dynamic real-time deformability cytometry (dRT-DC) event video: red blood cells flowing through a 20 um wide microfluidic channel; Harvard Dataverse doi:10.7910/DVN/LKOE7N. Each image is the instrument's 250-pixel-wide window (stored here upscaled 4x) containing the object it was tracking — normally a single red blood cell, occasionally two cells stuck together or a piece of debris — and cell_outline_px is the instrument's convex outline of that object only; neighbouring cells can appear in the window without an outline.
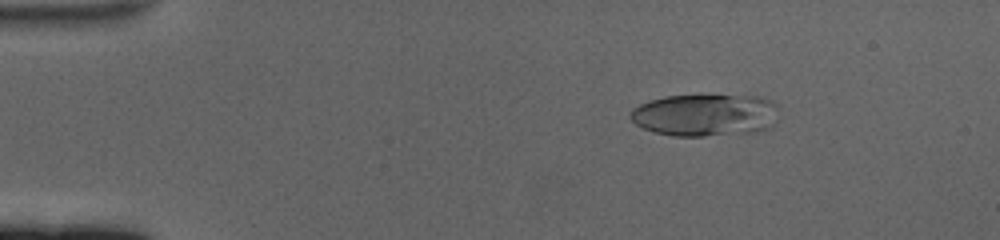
{"species": "human", "species_latin": "Homo sapiens", "temperature_condition": "cold", "stored_images_in_passage": 61, "camera_frame_rate_fps": 3000, "um_per_image_px": 0.085, "donor": {"sex": "female"}, "frame": {"image": 1, "passage_image": 10, "time_ms": 3.0, "image_size_px": [1000, 240], "cell_outline_px": [[776, 108], [772, 128], [756, 132], [704, 136], [672, 136], [652, 132], [636, 124], [628, 116], [632, 108], [648, 100], [664, 96], [700, 92], [760, 96], [772, 100], [776, 104]], "centroid_in_image_um": [59.92, 9.72], "position_along_channel_um": 25.1, "area_um2": 38.09}}
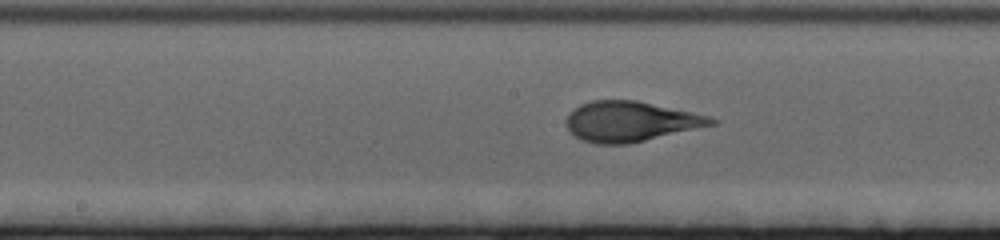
{"frame": {"image": 2, "passage_image": 32, "time_ms": 10.333, "image_size_px": [1000, 240], "cell_outline_px": [[716, 124], [628, 144], [596, 144], [580, 140], [568, 132], [564, 124], [564, 120], [568, 112], [580, 104], [592, 100], [636, 100], [692, 112], [708, 116], [716, 120]], "centroid_in_image_um": [53.49, 10.33], "position_along_channel_um": 194.7, "area_um2": 34.16}}
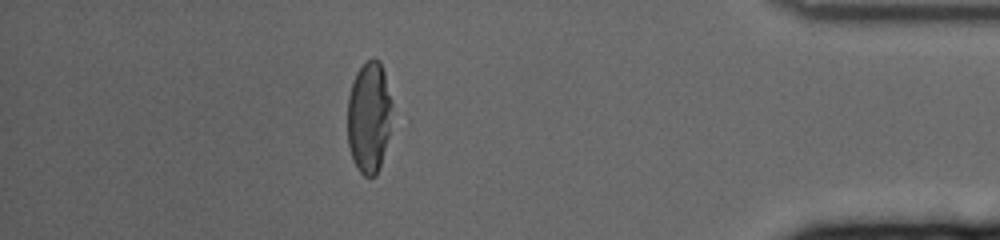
{"frame": {"image": 3, "passage_image": 54, "time_ms": 17.667, "image_size_px": [1000, 240], "cell_outline_px": [[392, 104], [388, 136], [380, 168], [376, 176], [364, 176], [360, 172], [352, 156], [348, 144], [348, 96], [356, 72], [372, 56], [380, 60], [384, 72]], "centroid_in_image_um": [31.36, 9.94], "position_along_channel_um": 403.8, "area_um2": 28.73}, "authors_computed_cell_mechanics": {"area_um2": 33.9864, "velocity_mm_per_s": 3.3709, "shape_relaxation_time_tau1_ms": 6.5412, "shape_relaxation_time_tau2_ms": null, "deformation_change_tau1": 0.208, "deformation_change_tau2": null}}